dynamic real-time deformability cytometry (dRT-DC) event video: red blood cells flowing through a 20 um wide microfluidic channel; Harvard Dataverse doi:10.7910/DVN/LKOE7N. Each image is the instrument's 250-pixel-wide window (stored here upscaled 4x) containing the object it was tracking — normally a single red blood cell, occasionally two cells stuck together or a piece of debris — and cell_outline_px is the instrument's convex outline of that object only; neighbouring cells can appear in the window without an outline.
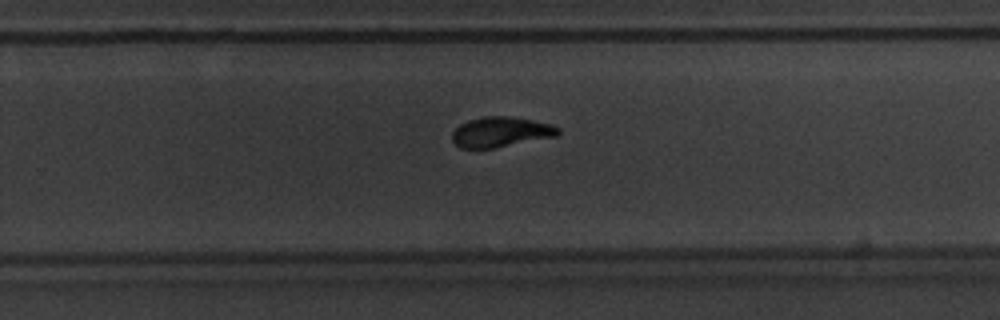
{"species": "common noctule bat (a hibernating species)", "species_latin": "Nyctalus noctula", "temperature_condition": "warm", "stored_images_in_passage": 38, "camera_frame_rate_fps": 3000, "um_per_image_px": 0.085, "animal": {"sex": "male", "body_mass_g": 20.1, "forearm_length_mm": 53.5}, "frame": {"image": 1, "passage_image": 24, "time_ms": 7.667, "image_size_px": [1000, 320], "cell_outline_px": [[560, 132], [556, 136], [496, 148], [460, 148], [452, 140], [452, 132], [460, 124], [468, 120], [484, 116], [508, 116], [532, 120], [548, 124], [560, 128]], "centroid_in_image_um": [42.54, 11.22], "position_along_channel_um": 287.3, "area_um2": 18.55}}
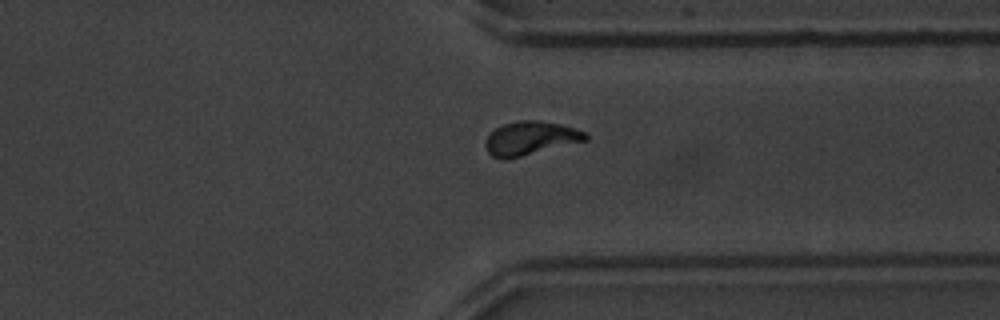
{"frame": {"image": 2, "passage_image": 30, "time_ms": 9.667, "image_size_px": [1000, 320], "cell_outline_px": [[588, 140], [504, 160], [492, 156], [488, 152], [484, 144], [488, 136], [496, 128], [504, 124], [520, 120], [536, 120], [560, 124], [584, 132], [588, 136]], "centroid_in_image_um": [45.06, 11.75], "position_along_channel_um": 366.3, "area_um2": 19.31}}
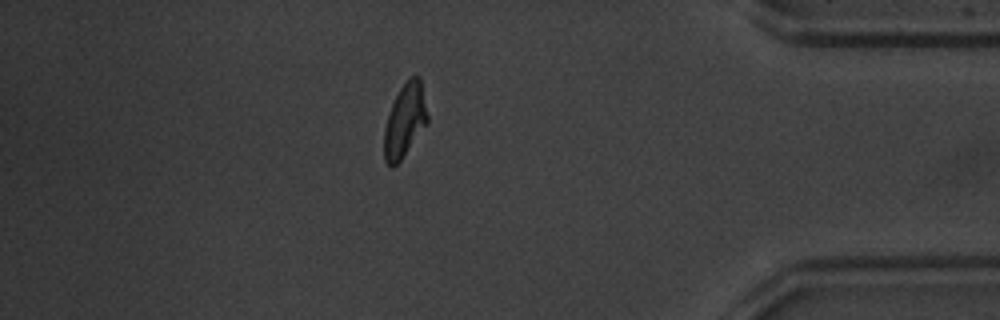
{"frame": {"image": 3, "passage_image": 35, "time_ms": 11.333, "image_size_px": [1000, 320], "cell_outline_px": [[428, 124], [400, 160], [392, 168], [384, 160], [384, 128], [392, 104], [400, 88], [412, 76], [420, 76], [428, 116]], "centroid_in_image_um": [34.42, 10.26], "position_along_channel_um": 400.8, "area_um2": 18.38}}